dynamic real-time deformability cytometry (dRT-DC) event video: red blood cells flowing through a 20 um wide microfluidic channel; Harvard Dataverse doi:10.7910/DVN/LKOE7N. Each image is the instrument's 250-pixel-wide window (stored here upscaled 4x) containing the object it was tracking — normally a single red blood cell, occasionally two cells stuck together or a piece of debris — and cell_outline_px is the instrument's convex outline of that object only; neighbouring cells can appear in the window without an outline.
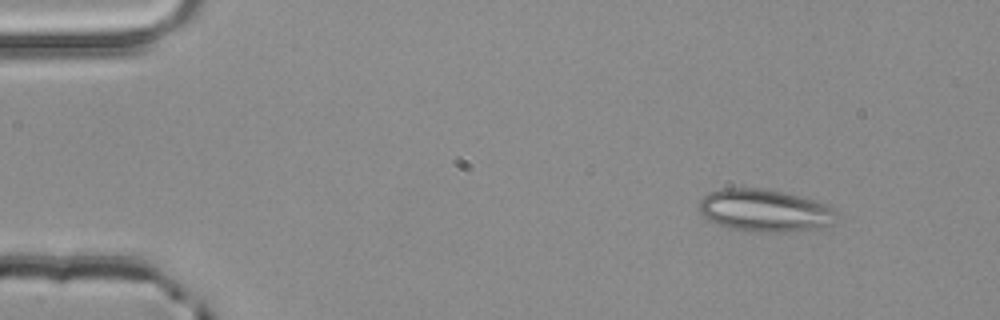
{"species": "common noctule bat (a hibernating species)", "species_latin": "Nyctalus noctula", "temperature_condition": "room temperature", "stored_images_in_passage": 5, "camera_frame_rate_fps": 3000, "um_per_image_px": 0.085, "animal": {"sex": "male", "body_mass_g": 20.4}, "frame": {"image": 1, "passage_image": 1, "time_ms": 0.0, "image_size_px": [1000, 320], "cell_outline_px": [[836, 224], [824, 228], [784, 232], [748, 232], [728, 228], [708, 220], [700, 212], [700, 200], [704, 196], [720, 188], [760, 188], [784, 192], [816, 200], [828, 204], [836, 212]], "centroid_in_image_um": [65.06, 17.91], "position_along_channel_um": 19.9, "area_um2": 34.45}}
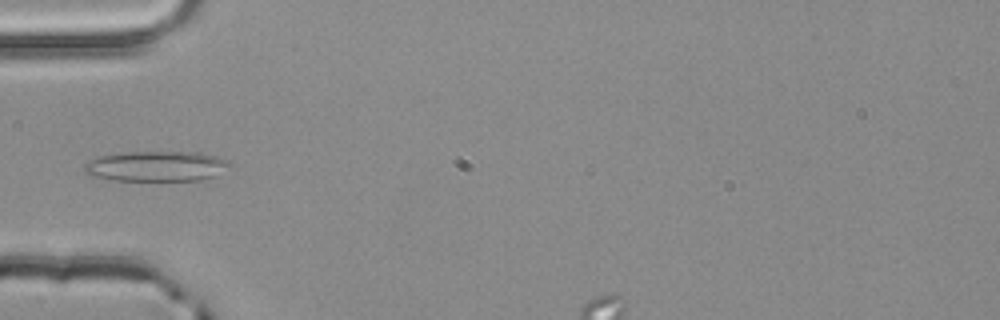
{"frame": {"image": 2, "passage_image": 4, "time_ms": 1.0, "image_size_px": [1000, 320], "cell_outline_px": [[232, 164], [216, 176], [200, 180], [108, 180], [92, 176], [84, 172], [84, 164], [100, 156], [120, 152], [200, 152], [216, 156], [228, 160]], "centroid_in_image_um": [13.29, 14.12], "position_along_channel_um": 71.7, "area_um2": 25.72}}